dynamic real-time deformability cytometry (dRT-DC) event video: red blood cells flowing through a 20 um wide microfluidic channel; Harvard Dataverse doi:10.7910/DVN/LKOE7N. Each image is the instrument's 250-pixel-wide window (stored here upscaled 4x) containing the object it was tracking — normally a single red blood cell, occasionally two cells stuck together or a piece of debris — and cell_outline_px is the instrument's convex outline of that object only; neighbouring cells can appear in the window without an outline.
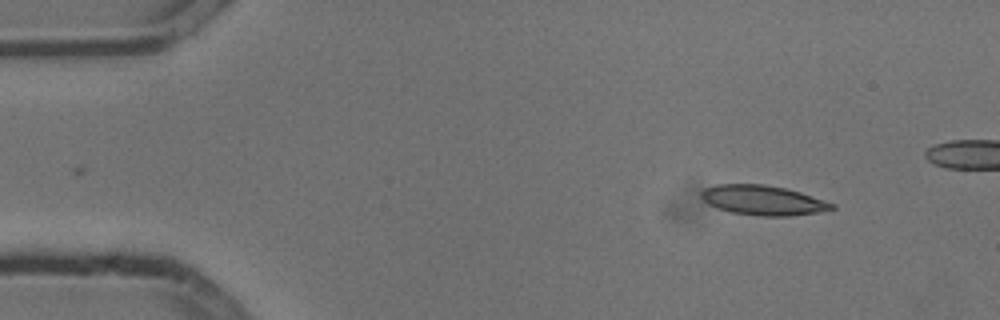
{"species": "common noctule bat (a hibernating species)", "species_latin": "Nyctalus noctula", "temperature_condition": "cold", "stored_images_in_passage": 4, "camera_frame_rate_fps": 3000, "um_per_image_px": 0.085, "animal": {"sex": "male", "body_mass_g": 13.3}, "frame": {"image": 1, "passage_image": 1, "time_ms": 0.0, "image_size_px": [1000, 320], "cell_outline_px": [[836, 208], [820, 212], [792, 216], [756, 216], [732, 212], [716, 208], [708, 204], [700, 196], [700, 192], [704, 188], [716, 184], [764, 184], [788, 188], [836, 204]], "centroid_in_image_um": [64.86, 17.02], "position_along_channel_um": 20.1, "area_um2": 22.95}}